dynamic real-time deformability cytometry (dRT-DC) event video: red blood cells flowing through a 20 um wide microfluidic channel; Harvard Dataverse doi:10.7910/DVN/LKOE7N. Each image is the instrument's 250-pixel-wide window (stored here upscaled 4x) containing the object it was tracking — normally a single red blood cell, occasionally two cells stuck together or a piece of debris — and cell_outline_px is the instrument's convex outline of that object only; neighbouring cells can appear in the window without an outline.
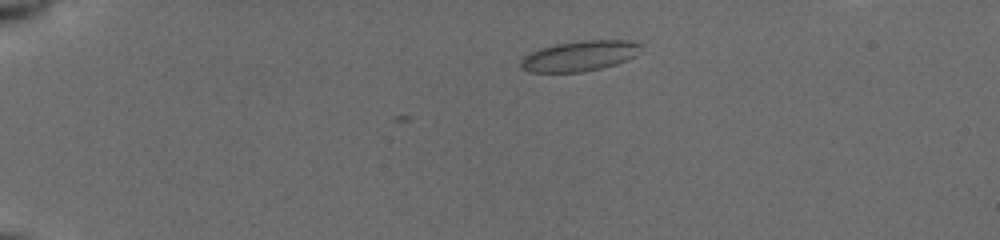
{"species": "common noctule bat (a hibernating species)", "species_latin": "Nyctalus noctula", "temperature_condition": "cold", "stored_images_in_passage": 5, "camera_frame_rate_fps": 3000, "um_per_image_px": 0.085, "animal": {"sex": "female", "body_mass_g": 19.5, "forearm_length_mm": 54.1}, "frame": {"image": 1, "passage_image": 5, "time_ms": 1.0, "image_size_px": [1000, 240], "cell_outline_px": [[644, 44], [636, 56], [628, 60], [616, 64], [600, 68], [580, 72], [528, 72], [520, 68], [520, 60], [524, 56], [540, 48], [556, 44], [580, 40], [628, 40]], "centroid_in_image_um": [49.29, 4.75], "position_along_channel_um": 35.7, "area_um2": 21.44}}